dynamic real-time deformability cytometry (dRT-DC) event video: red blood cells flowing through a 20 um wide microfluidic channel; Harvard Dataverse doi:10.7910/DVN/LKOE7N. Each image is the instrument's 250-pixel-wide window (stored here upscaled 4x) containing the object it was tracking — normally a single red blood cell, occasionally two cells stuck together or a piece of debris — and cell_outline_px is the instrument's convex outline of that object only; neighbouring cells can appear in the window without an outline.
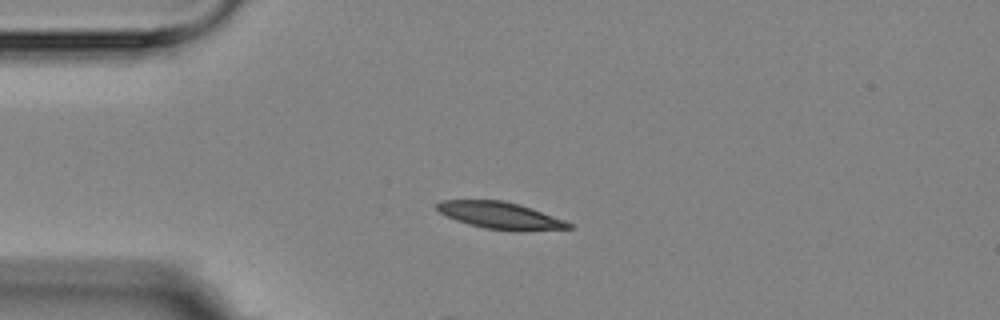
{"species": "Egyptian fruit bat (a non-hibernating species)", "species_latin": "Rousettus aegyptiacus", "temperature_condition": "room temperature", "stored_images_in_passage": 6, "camera_frame_rate_fps": 3000, "um_per_image_px": 0.085, "animal": {"sex": "female"}, "frame": {"image": 1, "passage_image": 4, "time_ms": 3.333, "image_size_px": [1000, 320], "cell_outline_px": [[572, 228], [520, 232], [512, 232], [484, 228], [468, 224], [456, 220], [440, 212], [436, 208], [436, 204], [440, 200], [504, 200], [520, 204], [532, 208], [564, 220], [572, 224]], "centroid_in_image_um": [42.55, 18.33], "position_along_channel_um": 42.5, "area_um2": 20.92}}